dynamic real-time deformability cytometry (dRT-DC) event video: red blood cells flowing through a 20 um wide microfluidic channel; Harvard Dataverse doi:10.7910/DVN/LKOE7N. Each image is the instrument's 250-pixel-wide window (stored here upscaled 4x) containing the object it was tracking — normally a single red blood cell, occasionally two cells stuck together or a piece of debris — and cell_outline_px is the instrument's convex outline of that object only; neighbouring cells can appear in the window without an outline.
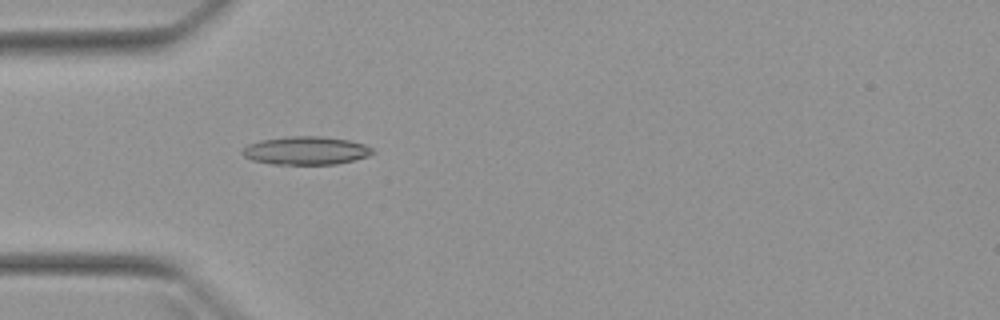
{"species": "Egyptian fruit bat (a non-hibernating species)", "species_latin": "Rousettus aegyptiacus", "temperature_condition": "warm", "stored_images_in_passage": 3, "camera_frame_rate_fps": 3000, "um_per_image_px": 0.085, "animal": {"sex": "female"}, "frame": {"image": 1, "passage_image": 3, "time_ms": 2.0, "image_size_px": [1000, 320], "cell_outline_px": [[376, 152], [368, 156], [336, 164], [272, 164], [252, 160], [244, 156], [240, 152], [248, 144], [260, 140], [288, 136], [320, 136], [348, 140], [364, 144], [372, 148]], "centroid_in_image_um": [25.99, 12.79], "position_along_channel_um": 59.0, "area_um2": 21.39}}